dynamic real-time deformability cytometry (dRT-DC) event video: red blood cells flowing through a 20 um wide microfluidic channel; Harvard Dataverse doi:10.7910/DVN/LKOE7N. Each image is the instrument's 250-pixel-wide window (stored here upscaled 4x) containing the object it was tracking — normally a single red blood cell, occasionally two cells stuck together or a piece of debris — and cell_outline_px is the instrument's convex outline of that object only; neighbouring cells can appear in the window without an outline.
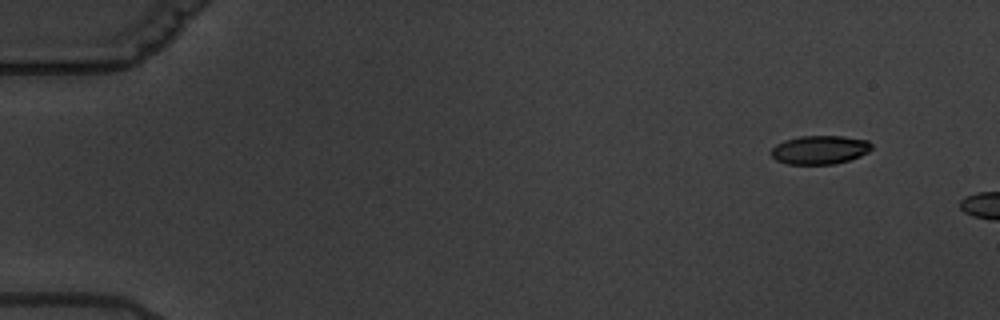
{"species": "common noctule bat (a hibernating species)", "species_latin": "Nyctalus noctula", "temperature_condition": "warm", "stored_images_in_passage": 2, "camera_frame_rate_fps": 3000, "um_per_image_px": 0.085, "animal": {"sex": "male", "body_mass_g": 19.5, "forearm_length_mm": 54.6}, "frame": {"image": 1, "passage_image": 1, "time_ms": 0.0, "image_size_px": [1000, 320], "cell_outline_px": [[872, 148], [868, 152], [860, 156], [836, 164], [788, 164], [776, 160], [772, 156], [772, 148], [776, 144], [784, 140], [800, 136], [844, 136], [868, 140], [872, 144]], "centroid_in_image_um": [69.7, 12.73], "position_along_channel_um": 15.3, "area_um2": 16.82}}